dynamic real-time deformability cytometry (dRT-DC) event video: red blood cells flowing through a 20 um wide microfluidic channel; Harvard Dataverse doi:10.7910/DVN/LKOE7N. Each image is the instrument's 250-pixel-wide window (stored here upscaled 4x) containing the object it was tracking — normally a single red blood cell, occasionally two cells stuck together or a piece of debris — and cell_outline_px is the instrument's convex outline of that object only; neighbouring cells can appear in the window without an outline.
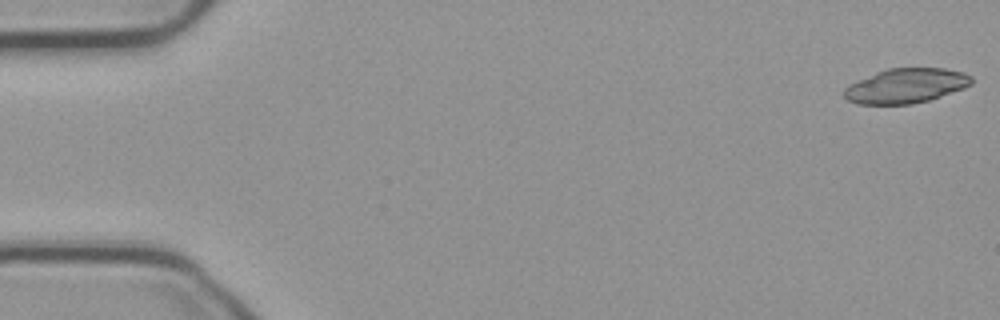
{"species": "common noctule bat (a hibernating species)", "species_latin": "Nyctalus noctula", "temperature_condition": "cold", "stored_images_in_passage": 54, "camera_frame_rate_fps": 3000, "um_per_image_px": 0.085, "animal": {"sex": "male", "body_mass_g": 23.1, "forearm_length_mm": 52.7}, "frame": {"image": 1, "passage_image": 1, "time_ms": 0.0, "image_size_px": [1000, 320], "cell_outline_px": [[972, 84], [964, 88], [928, 100], [912, 104], [856, 104], [848, 100], [844, 96], [844, 88], [876, 72], [888, 68], [944, 68], [964, 72], [972, 76]], "centroid_in_image_um": [77.03, 7.29], "position_along_channel_um": 8.0, "area_um2": 25.55}}
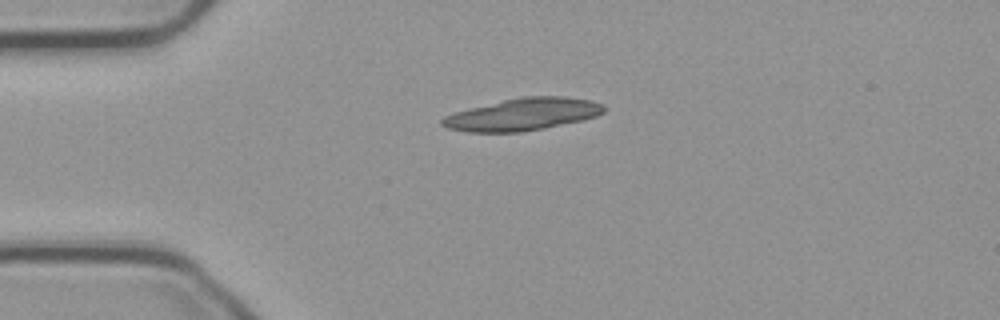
{"frame": {"image": 2, "passage_image": 13, "time_ms": 4.0, "image_size_px": [1000, 320], "cell_outline_px": [[604, 112], [596, 116], [580, 120], [544, 128], [520, 132], [468, 132], [448, 128], [440, 124], [440, 120], [444, 116], [452, 112], [468, 108], [504, 100], [524, 96], [564, 96], [592, 100], [604, 104]], "centroid_in_image_um": [44.41, 9.71], "position_along_channel_um": 40.6, "area_um2": 30.35}}